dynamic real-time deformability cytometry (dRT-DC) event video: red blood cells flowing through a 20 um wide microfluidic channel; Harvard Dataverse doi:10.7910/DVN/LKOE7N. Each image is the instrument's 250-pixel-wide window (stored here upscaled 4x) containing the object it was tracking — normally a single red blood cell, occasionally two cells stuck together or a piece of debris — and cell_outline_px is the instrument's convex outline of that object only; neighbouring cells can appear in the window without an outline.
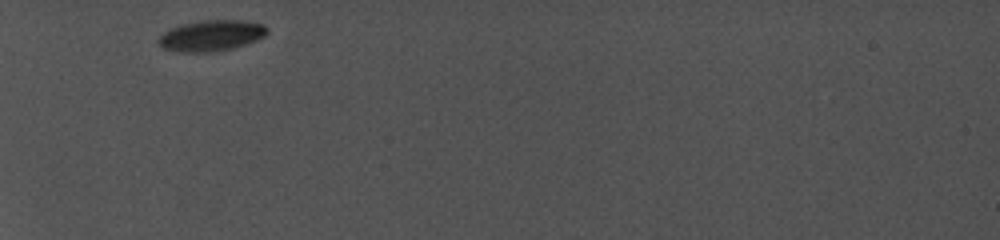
{"species": "common noctule bat (a hibernating species)", "species_latin": "Nyctalus noctula", "temperature_condition": "cold", "stored_images_in_passage": 24, "camera_frame_rate_fps": 5000, "um_per_image_px": 0.085, "animal": {"sex": "female", "body_mass_g": 19.0, "forearm_length_mm": 56.7}, "frame": {"image": 1, "passage_image": 1, "time_ms": 0.0, "image_size_px": [1000, 240], "cell_outline_px": [[268, 32], [264, 36], [256, 40], [232, 48], [204, 52], [188, 52], [164, 48], [156, 40], [164, 32], [180, 24], [196, 20], [240, 20], [264, 24], [268, 28]], "centroid_in_image_um": [17.97, 3.0], "position_along_channel_um": 67.0, "area_um2": 19.36}}